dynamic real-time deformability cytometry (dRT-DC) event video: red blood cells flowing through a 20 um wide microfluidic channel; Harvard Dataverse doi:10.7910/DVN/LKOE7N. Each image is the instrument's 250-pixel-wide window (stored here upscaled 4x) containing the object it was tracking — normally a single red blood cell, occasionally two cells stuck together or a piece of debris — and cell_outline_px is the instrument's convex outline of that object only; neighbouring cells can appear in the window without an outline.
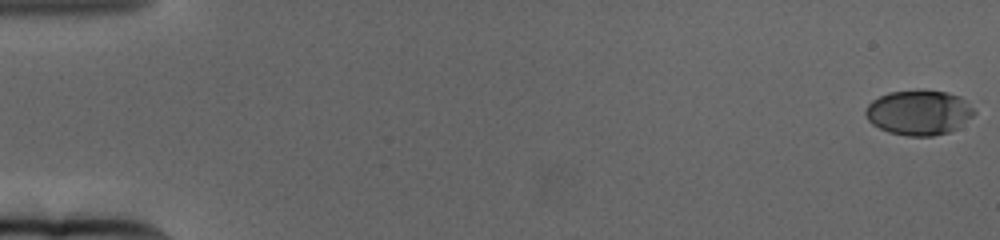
{"species": "human", "species_latin": "Homo sapiens", "temperature_condition": "cold", "stored_images_in_passage": 66, "camera_frame_rate_fps": 3000, "um_per_image_px": 0.085, "donor": {"sex": "female"}, "frame": {"image": 1, "passage_image": 1, "time_ms": 0.0, "image_size_px": [1000, 240], "cell_outline_px": [[976, 112], [972, 116], [952, 132], [932, 136], [908, 136], [888, 132], [872, 124], [868, 120], [864, 112], [868, 104], [872, 100], [888, 92], [920, 88], [948, 92], [960, 96]], "centroid_in_image_um": [78.09, 9.54], "position_along_channel_um": 6.9, "area_um2": 28.84}}
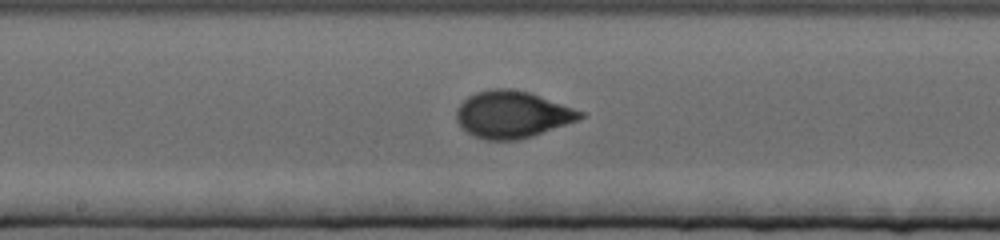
{"frame": {"image": 2, "passage_image": 36, "time_ms": 11.667, "image_size_px": [1000, 240], "cell_outline_px": [[584, 116], [576, 120], [532, 136], [516, 140], [484, 140], [472, 136], [460, 128], [456, 120], [456, 108], [468, 96], [476, 92], [492, 88], [512, 88], [528, 92], [584, 112]], "centroid_in_image_um": [43.45, 9.73], "position_along_channel_um": 204.7, "area_um2": 33.76}}
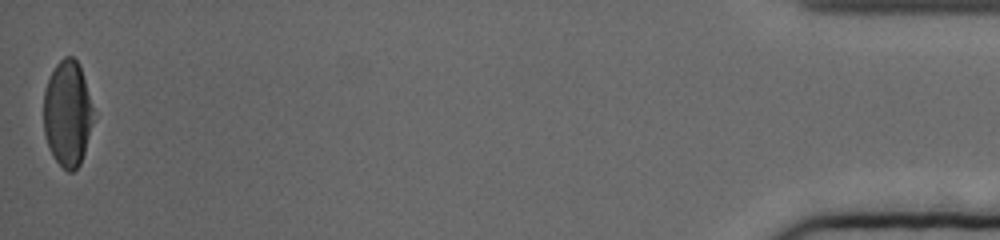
{"frame": {"image": 3, "passage_image": 66, "time_ms": 21.667, "image_size_px": [1000, 240], "cell_outline_px": [[92, 124], [84, 152], [80, 164], [72, 172], [68, 172], [52, 156], [44, 132], [44, 88], [56, 64], [64, 56], [72, 56], [80, 64], [92, 108]], "centroid_in_image_um": [5.72, 9.64], "position_along_channel_um": 429.5, "area_um2": 30.29}, "authors_computed_cell_mechanics": {"area_um2": 32.2524, "velocity_mm_per_s": 3.1255, "shape_relaxation_time_tau1_ms": 4.4977, "shape_relaxation_time_tau2_ms": null, "deformation_change_tau1": 0.1965, "deformation_change_tau2": null}}